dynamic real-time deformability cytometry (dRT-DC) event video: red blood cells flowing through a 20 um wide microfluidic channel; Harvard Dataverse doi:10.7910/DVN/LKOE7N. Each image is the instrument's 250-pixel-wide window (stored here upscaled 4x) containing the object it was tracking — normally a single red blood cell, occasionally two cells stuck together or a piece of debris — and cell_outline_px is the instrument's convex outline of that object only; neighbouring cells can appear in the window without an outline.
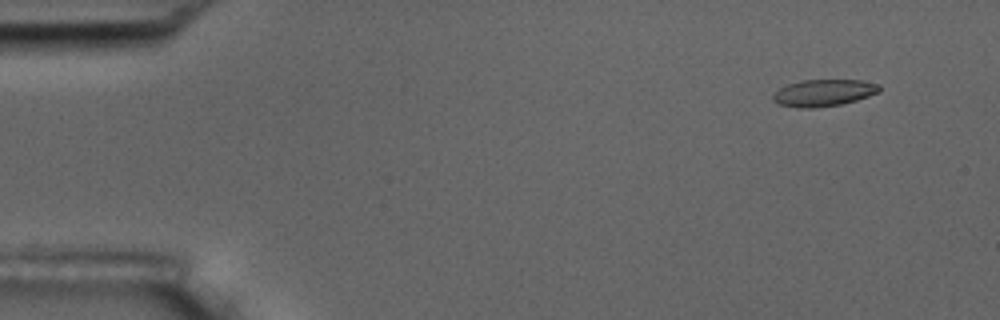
{"species": "common noctule bat (a hibernating species)", "species_latin": "Nyctalus noctula", "temperature_condition": "room temperature", "stored_images_in_passage": 9, "camera_frame_rate_fps": 3000, "um_per_image_px": 0.085, "animal": {"sex": "male", "body_mass_g": 17.5, "forearm_length_mm": 52.3}, "frame": {"image": 1, "passage_image": 1, "time_ms": 0.0, "image_size_px": [1000, 320], "cell_outline_px": [[880, 88], [876, 92], [868, 96], [856, 100], [840, 104], [816, 108], [796, 108], [780, 104], [772, 100], [772, 96], [780, 88], [788, 84], [800, 80], [860, 80], [880, 84]], "centroid_in_image_um": [69.98, 7.89], "position_along_channel_um": 15.0, "area_um2": 16.53}}
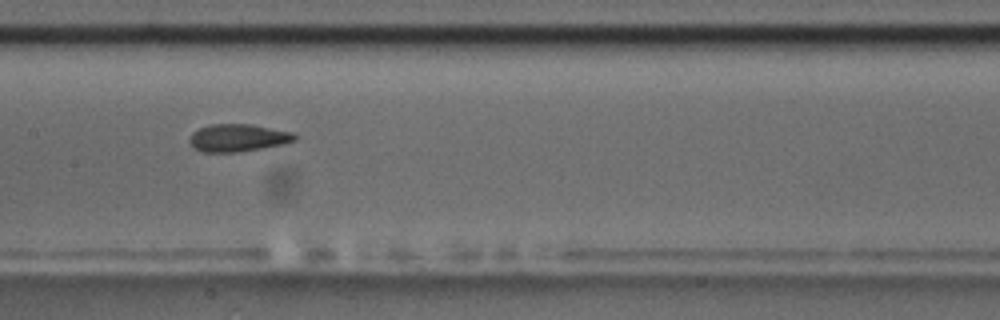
{"frame": {"image": 2, "passage_image": 8, "time_ms": 8.0, "image_size_px": [1000, 320], "cell_outline_px": [[296, 140], [284, 144], [264, 148], [236, 152], [204, 152], [192, 148], [188, 140], [192, 132], [200, 128], [212, 124], [252, 124], [296, 132]], "centroid_in_image_um": [20.25, 11.71], "position_along_channel_um": 187.2, "area_um2": 17.17}}
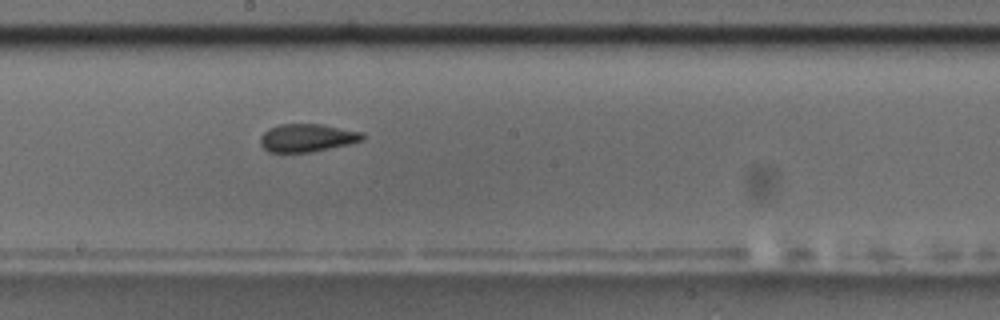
{"frame": {"image": 3, "passage_image": 9, "time_ms": 9.0, "image_size_px": [1000, 320], "cell_outline_px": [[364, 140], [348, 144], [312, 152], [268, 152], [260, 144], [260, 136], [268, 128], [280, 124], [320, 124], [364, 132]], "centroid_in_image_um": [26.1, 11.71], "position_along_channel_um": 222.1, "area_um2": 16.7}}